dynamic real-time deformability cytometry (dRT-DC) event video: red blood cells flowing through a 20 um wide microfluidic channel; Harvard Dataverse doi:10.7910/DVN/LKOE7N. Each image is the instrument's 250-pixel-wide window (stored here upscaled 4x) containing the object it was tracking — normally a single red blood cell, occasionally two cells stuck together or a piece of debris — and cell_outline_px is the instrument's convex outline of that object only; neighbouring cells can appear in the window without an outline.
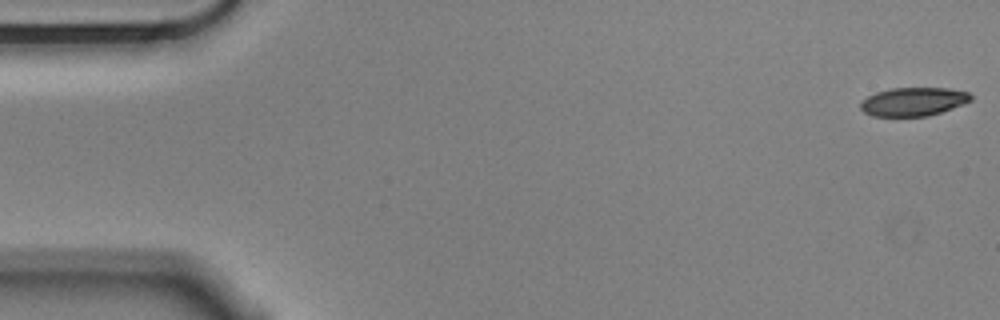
{"species": "Egyptian fruit bat (a non-hibernating species)", "species_latin": "Rousettus aegyptiacus", "temperature_condition": "cold", "stored_images_in_passage": 31, "camera_frame_rate_fps": 3000, "um_per_image_px": 0.085, "animal": {"sex": "male"}, "frame": {"image": 1, "passage_image": 1, "time_ms": 0.0, "image_size_px": [1000, 320], "cell_outline_px": [[972, 100], [952, 108], [928, 116], [872, 116], [864, 112], [860, 108], [860, 104], [868, 96], [876, 92], [892, 88], [948, 88], [968, 92], [972, 96]], "centroid_in_image_um": [77.63, 8.64], "position_along_channel_um": 7.4, "area_um2": 18.21}}
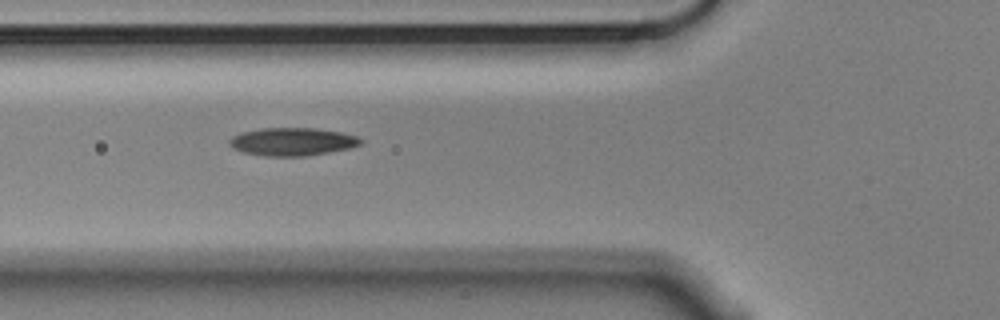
{"frame": {"image": 2, "passage_image": 20, "time_ms": 6.333, "image_size_px": [1000, 320], "cell_outline_px": [[364, 140], [360, 144], [352, 148], [304, 156], [264, 156], [244, 152], [232, 148], [228, 144], [228, 140], [232, 136], [240, 132], [260, 128], [316, 128], [340, 132], [356, 136]], "centroid_in_image_um": [24.82, 12.04], "position_along_channel_um": 101.0, "area_um2": 21.5}}
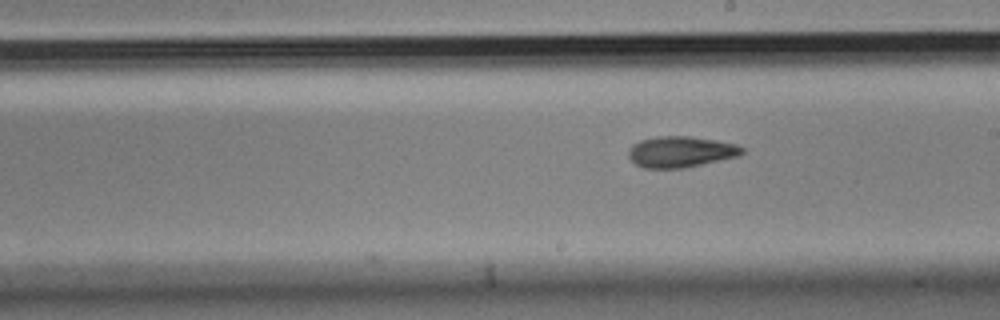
{"frame": {"image": 3, "passage_image": 31, "time_ms": 10.0, "image_size_px": [1000, 320], "cell_outline_px": [[744, 152], [740, 156], [684, 168], [644, 168], [636, 164], [628, 156], [628, 148], [632, 144], [640, 140], [656, 136], [688, 136], [716, 140], [736, 144], [744, 148]], "centroid_in_image_um": [57.86, 12.9], "position_along_channel_um": 231.1, "area_um2": 20.69}}